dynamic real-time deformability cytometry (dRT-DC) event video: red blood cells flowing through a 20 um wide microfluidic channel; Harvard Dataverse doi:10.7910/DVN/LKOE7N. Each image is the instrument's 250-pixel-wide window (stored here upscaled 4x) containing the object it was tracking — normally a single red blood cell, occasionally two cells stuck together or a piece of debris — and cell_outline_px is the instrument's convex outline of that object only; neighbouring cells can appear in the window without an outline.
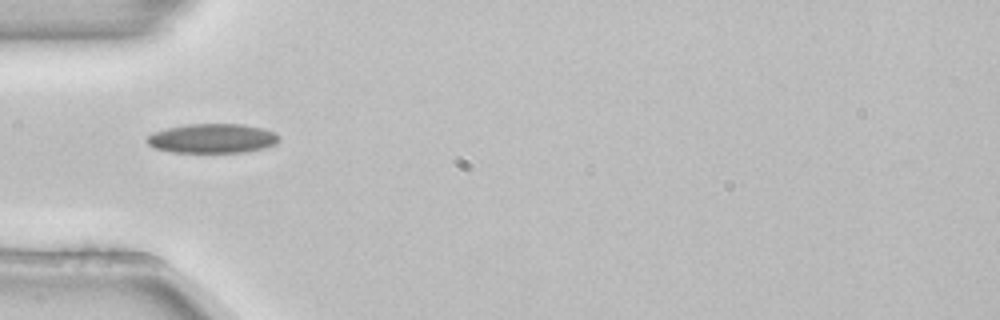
{"species": "common noctule bat (a hibernating species)", "species_latin": "Nyctalus noctula", "temperature_condition": "room temperature", "stored_images_in_passage": 3, "camera_frame_rate_fps": 3000, "um_per_image_px": 0.085, "animal": {"sex": "female", "body_mass_g": 22.7, "forearm_length_mm": 54.2}, "frame": {"image": 1, "passage_image": 1, "time_ms": 0.0, "image_size_px": [1000, 320], "cell_outline_px": [[280, 140], [276, 144], [264, 148], [244, 152], [172, 152], [156, 148], [148, 144], [144, 140], [152, 132], [164, 128], [188, 124], [244, 124], [264, 128], [272, 132]], "centroid_in_image_um": [18.02, 11.76], "position_along_channel_um": 67.0, "area_um2": 22.66}}